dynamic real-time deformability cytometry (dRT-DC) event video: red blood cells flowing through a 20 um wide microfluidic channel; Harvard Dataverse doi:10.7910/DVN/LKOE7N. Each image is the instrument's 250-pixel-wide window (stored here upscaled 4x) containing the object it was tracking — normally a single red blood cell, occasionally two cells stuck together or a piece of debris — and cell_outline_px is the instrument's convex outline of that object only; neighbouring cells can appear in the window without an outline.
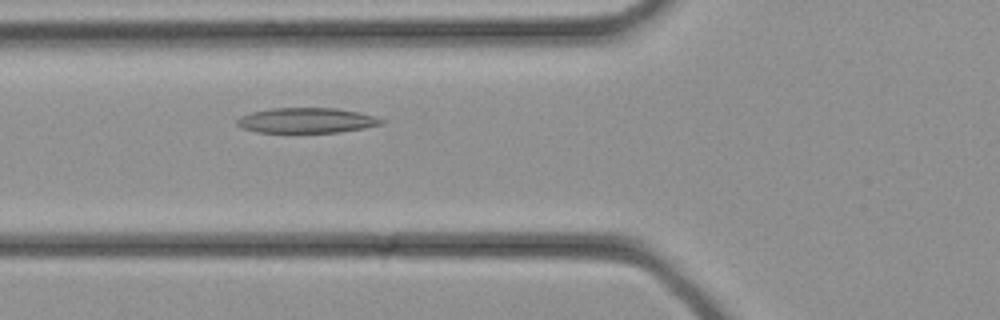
{"species": "common noctule bat (a hibernating species)", "species_latin": "Nyctalus noctula", "temperature_condition": "cold", "stored_images_in_passage": 11, "camera_frame_rate_fps": 3000, "um_per_image_px": 0.085, "animal": {"sex": "female", "body_mass_g": 21.9}, "frame": {"image": 1, "passage_image": 11, "time_ms": 3.333, "image_size_px": [1000, 320], "cell_outline_px": [[384, 124], [364, 128], [340, 132], [256, 132], [244, 128], [236, 124], [236, 120], [240, 116], [252, 112], [272, 108], [336, 108], [360, 112], [376, 116], [384, 120]], "centroid_in_image_um": [26.09, 10.23], "position_along_channel_um": 99.7, "area_um2": 21.21}}